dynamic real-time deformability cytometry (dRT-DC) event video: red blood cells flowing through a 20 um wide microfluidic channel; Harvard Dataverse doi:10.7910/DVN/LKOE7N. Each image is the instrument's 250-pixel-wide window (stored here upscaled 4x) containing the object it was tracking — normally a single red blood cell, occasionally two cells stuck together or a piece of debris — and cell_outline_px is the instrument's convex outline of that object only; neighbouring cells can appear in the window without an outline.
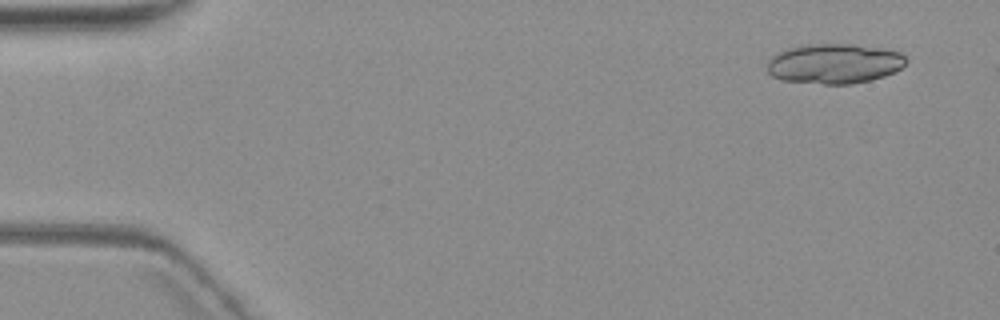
{"species": "common noctule bat (a hibernating species)", "species_latin": "Nyctalus noctula", "temperature_condition": "warm", "stored_images_in_passage": 4, "camera_frame_rate_fps": 3000, "um_per_image_px": 0.085, "animal": {"sex": "female", "body_mass_g": 19.3, "forearm_length_mm": 54.1}, "frame": {"image": 1, "passage_image": 1, "time_ms": 0.0, "image_size_px": [1000, 320], "cell_outline_px": [[908, 60], [896, 72], [872, 80], [852, 84], [824, 84], [784, 80], [772, 76], [768, 72], [768, 60], [772, 56], [788, 48], [812, 44], [852, 44], [884, 48], [900, 52]], "centroid_in_image_um": [70.96, 5.41], "position_along_channel_um": 14.0, "area_um2": 32.31}}